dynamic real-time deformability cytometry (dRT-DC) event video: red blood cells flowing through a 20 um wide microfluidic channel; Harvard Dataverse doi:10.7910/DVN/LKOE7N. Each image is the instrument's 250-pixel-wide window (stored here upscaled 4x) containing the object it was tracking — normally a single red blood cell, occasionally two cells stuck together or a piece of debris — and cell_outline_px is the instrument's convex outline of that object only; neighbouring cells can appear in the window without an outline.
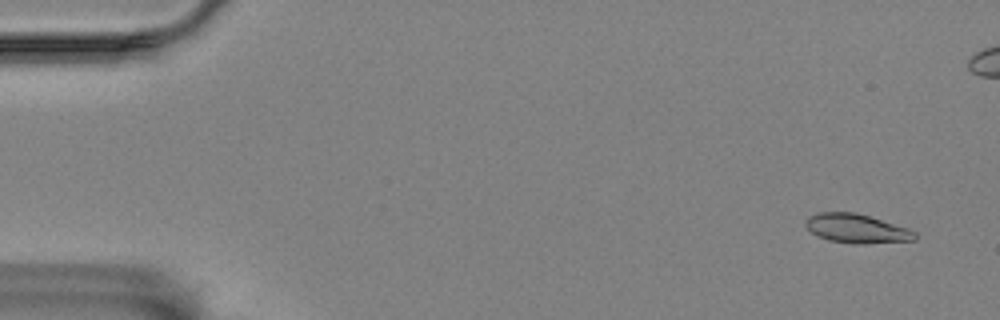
{"species": "Egyptian fruit bat (a non-hibernating species)", "species_latin": "Rousettus aegyptiacus", "temperature_condition": "room temperature", "stored_images_in_passage": 59, "camera_frame_rate_fps": 3000, "um_per_image_px": 0.085, "animal": {"sex": "female"}, "frame": {"image": 1, "passage_image": 4, "time_ms": 1.0, "image_size_px": [1000, 320], "cell_outline_px": [[916, 240], [864, 244], [856, 244], [828, 240], [816, 236], [804, 224], [808, 216], [816, 212], [856, 212], [908, 228], [916, 232]], "centroid_in_image_um": [72.8, 19.42], "position_along_channel_um": 12.2, "area_um2": 18.61}}
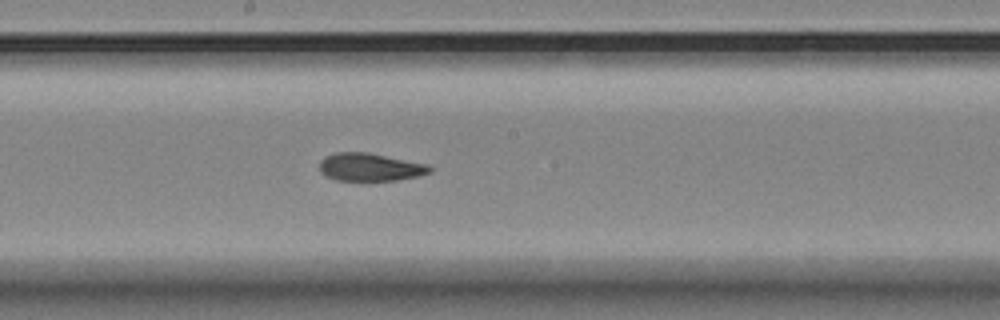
{"frame": {"image": 2, "passage_image": 32, "time_ms": 10.333, "image_size_px": [1000, 320], "cell_outline_px": [[432, 172], [420, 176], [396, 180], [336, 180], [324, 176], [320, 172], [320, 160], [336, 152], [368, 152], [428, 164], [432, 168]], "centroid_in_image_um": [31.47, 14.2], "position_along_channel_um": 216.7, "area_um2": 17.98}}
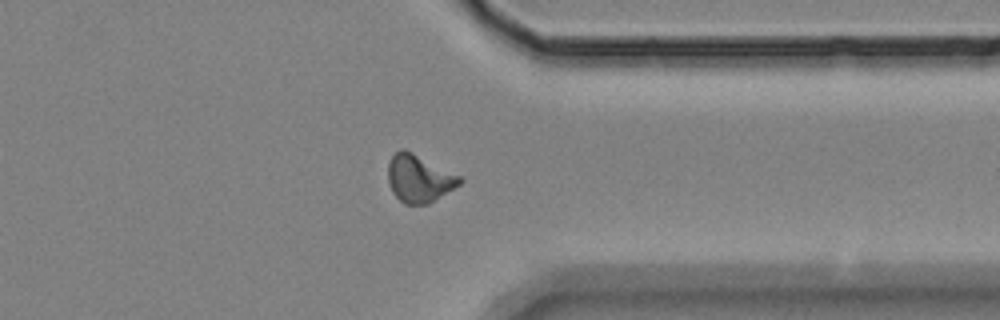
{"frame": {"image": 3, "passage_image": 46, "time_ms": 15.0, "image_size_px": [1000, 320], "cell_outline_px": [[464, 180], [460, 184], [428, 204], [404, 204], [392, 192], [388, 180], [388, 164], [392, 156], [400, 148], [404, 148], [460, 176]], "centroid_in_image_um": [35.6, 15.17], "position_along_channel_um": 375.8, "area_um2": 19.65}, "authors_computed_cell_mechanics": {"area_um2": 18.5538, "velocity_mm_per_s": 3.4785, "shape_relaxation_time_tau1_ms": 6.2911, "shape_relaxation_time_tau2_ms": 2.3709, "deformation_change_tau1": 0.1796, "deformation_change_tau2": 0.0894}}